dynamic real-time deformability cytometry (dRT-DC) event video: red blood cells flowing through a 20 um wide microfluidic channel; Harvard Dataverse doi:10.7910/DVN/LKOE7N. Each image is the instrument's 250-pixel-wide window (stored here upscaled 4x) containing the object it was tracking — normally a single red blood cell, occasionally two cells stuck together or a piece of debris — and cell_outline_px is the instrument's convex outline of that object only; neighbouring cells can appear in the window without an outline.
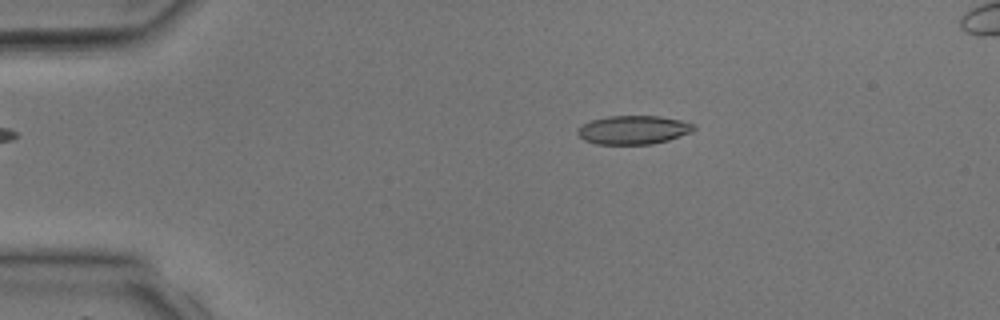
{"species": "common noctule bat (a hibernating species)", "species_latin": "Nyctalus noctula", "temperature_condition": "room temperature", "stored_images_in_passage": 3, "camera_frame_rate_fps": 3000, "um_per_image_px": 0.085, "animal": {"sex": "male", "body_mass_g": 17.9, "forearm_length_mm": 54.2}, "frame": {"image": 1, "passage_image": 1, "time_ms": 0.0, "image_size_px": [1000, 320], "cell_outline_px": [[696, 128], [692, 132], [668, 140], [652, 144], [596, 144], [584, 140], [576, 132], [584, 124], [592, 120], [608, 116], [660, 116], [680, 120], [696, 124]], "centroid_in_image_um": [53.88, 11.04], "position_along_channel_um": 31.1, "area_um2": 19.36}}